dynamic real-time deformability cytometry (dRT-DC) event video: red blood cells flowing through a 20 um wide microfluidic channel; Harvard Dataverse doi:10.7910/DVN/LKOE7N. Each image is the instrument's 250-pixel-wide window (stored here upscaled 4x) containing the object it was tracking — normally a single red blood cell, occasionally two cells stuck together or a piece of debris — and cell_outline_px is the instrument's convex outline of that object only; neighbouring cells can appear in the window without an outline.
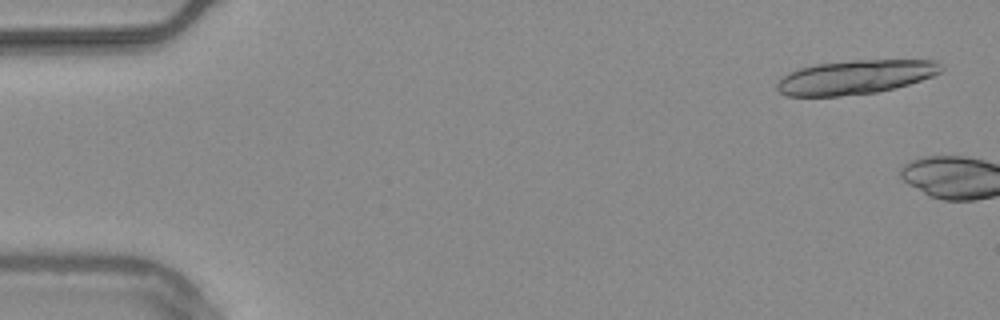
{"species": "common noctule bat (a hibernating species)", "species_latin": "Nyctalus noctula", "temperature_condition": "warm", "stored_images_in_passage": 5, "camera_frame_rate_fps": 3000, "um_per_image_px": 0.085, "animal": {"sex": "male", "body_mass_g": 20.4}, "frame": {"image": 1, "passage_image": 2, "time_ms": 0.333, "image_size_px": [1000, 320], "cell_outline_px": [[944, 68], [940, 72], [932, 76], [896, 88], [876, 92], [840, 96], [784, 96], [776, 88], [776, 84], [788, 72], [812, 64], [852, 60], [936, 60], [944, 64]], "centroid_in_image_um": [72.71, 6.55], "position_along_channel_um": 12.3, "area_um2": 32.77}}